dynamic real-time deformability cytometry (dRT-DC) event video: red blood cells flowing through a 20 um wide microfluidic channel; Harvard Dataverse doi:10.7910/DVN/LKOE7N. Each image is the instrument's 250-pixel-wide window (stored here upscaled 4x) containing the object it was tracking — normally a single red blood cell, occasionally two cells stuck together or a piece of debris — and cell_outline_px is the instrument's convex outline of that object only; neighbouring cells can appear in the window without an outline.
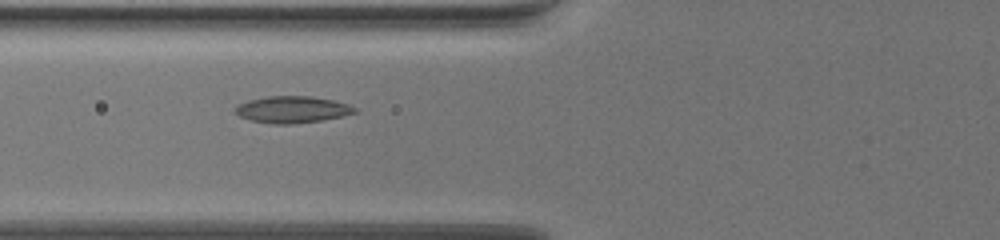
{"species": "common noctule bat (a hibernating species)", "species_latin": "Nyctalus noctula", "temperature_condition": "warm", "stored_images_in_passage": 50, "camera_frame_rate_fps": 3000, "um_per_image_px": 0.085, "animal": {"sex": "female", "body_mass_g": 19.5, "forearm_length_mm": 54.1}, "frame": {"image": 1, "passage_image": 11, "time_ms": 3.333, "image_size_px": [1000, 240], "cell_outline_px": [[356, 112], [340, 116], [320, 120], [292, 124], [272, 124], [252, 120], [240, 116], [236, 112], [236, 108], [240, 104], [248, 100], [268, 96], [312, 96], [332, 100], [348, 104], [356, 108]], "centroid_in_image_um": [24.84, 9.3], "position_along_channel_um": 101.0, "area_um2": 18.26}}
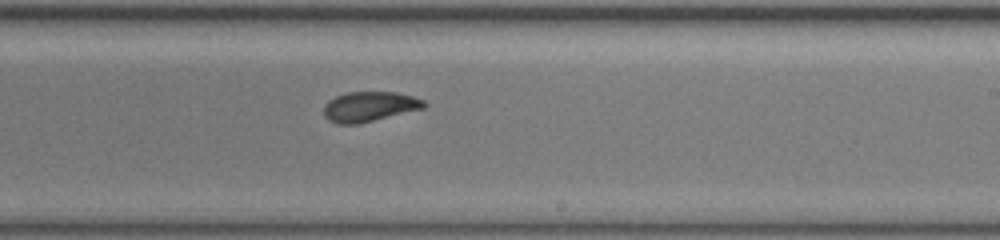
{"frame": {"image": 2, "passage_image": 26, "time_ms": 8.333, "image_size_px": [1000, 240], "cell_outline_px": [[428, 104], [424, 108], [356, 124], [336, 124], [328, 120], [324, 116], [324, 104], [328, 100], [336, 96], [348, 92], [396, 92], [412, 96], [424, 100]], "centroid_in_image_um": [31.38, 9.05], "position_along_channel_um": 257.6, "area_um2": 17.46}}
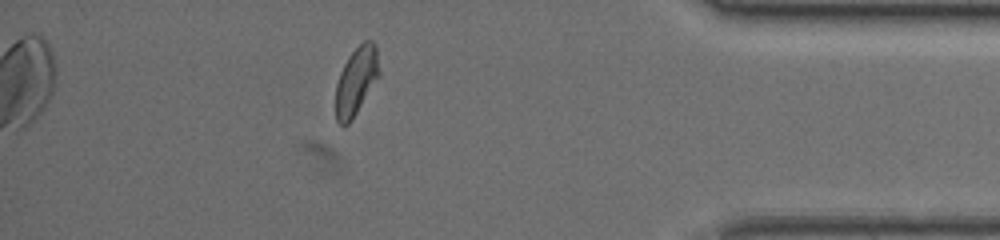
{"frame": {"image": 3, "passage_image": 43, "time_ms": 14.0, "image_size_px": [1000, 240], "cell_outline_px": [[380, 76], [348, 124], [340, 124], [336, 120], [336, 84], [340, 72], [348, 56], [364, 40], [372, 40], [376, 44], [380, 72]], "centroid_in_image_um": [30.3, 6.83], "position_along_channel_um": 404.9, "area_um2": 17.11}}